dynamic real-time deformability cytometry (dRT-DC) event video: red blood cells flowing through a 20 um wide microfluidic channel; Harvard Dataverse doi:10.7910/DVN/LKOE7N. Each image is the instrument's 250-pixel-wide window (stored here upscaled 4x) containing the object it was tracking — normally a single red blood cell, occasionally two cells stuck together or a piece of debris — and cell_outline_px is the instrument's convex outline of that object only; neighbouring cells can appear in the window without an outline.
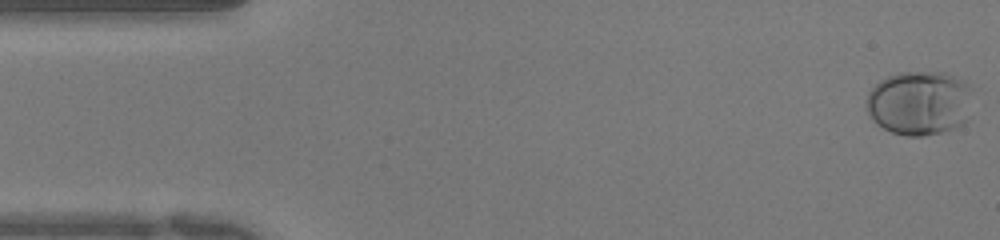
{"species": "human", "species_latin": "Homo sapiens", "temperature_condition": "warm", "stored_images_in_passage": 51, "camera_frame_rate_fps": 3000, "um_per_image_px": 0.085, "donor": {"sex": "female"}, "frame": {"image": 1, "passage_image": 1, "time_ms": 0.0, "image_size_px": [1000, 240], "cell_outline_px": [[968, 120], [964, 124], [956, 128], [944, 132], [924, 136], [904, 136], [892, 132], [876, 124], [872, 120], [868, 112], [868, 92], [880, 80], [888, 76], [900, 72], [944, 72], [964, 80], [968, 84]], "centroid_in_image_um": [78.14, 8.77], "position_along_channel_um": 6.9, "area_um2": 39.77}}
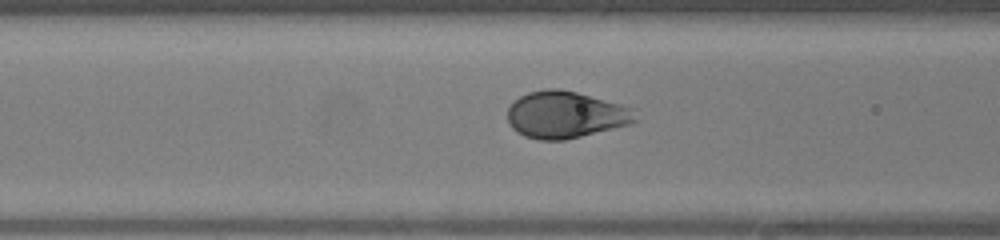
{"frame": {"image": 2, "passage_image": 19, "time_ms": 6.0, "image_size_px": [1000, 240], "cell_outline_px": [[636, 120], [628, 124], [564, 140], [540, 140], [524, 136], [516, 132], [508, 124], [508, 108], [520, 96], [528, 92], [544, 88], [556, 88], [576, 92], [620, 104], [632, 108]], "centroid_in_image_um": [48.0, 9.75], "position_along_channel_um": 118.6, "area_um2": 34.51}}
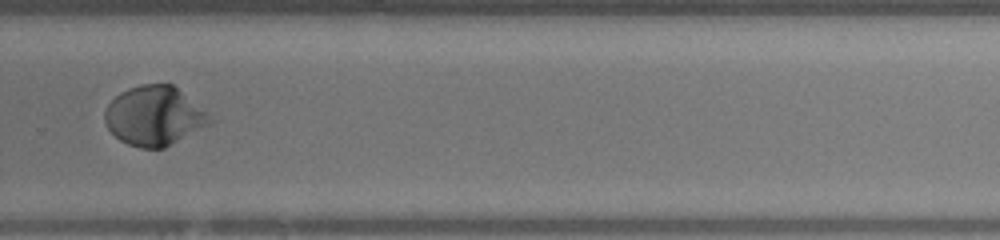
{"frame": {"image": 3, "passage_image": 34, "time_ms": 11.0, "image_size_px": [1000, 240], "cell_outline_px": [[212, 120], [208, 124], [164, 148], [140, 148], [128, 144], [120, 140], [108, 128], [104, 120], [104, 112], [108, 104], [120, 92], [128, 88], [140, 84], [172, 84], [204, 112]], "centroid_in_image_um": [13.03, 9.85], "position_along_channel_um": 316.8, "area_um2": 35.43}, "authors_computed_cell_mechanics": {"area_um2": 35.547, "velocity_mm_per_s": 3.9719, "shape_relaxation_time_tau1_ms": 2.9776, "shape_relaxation_time_tau2_ms": null, "deformation_change_tau1": 0.1945, "deformation_change_tau2": null}}